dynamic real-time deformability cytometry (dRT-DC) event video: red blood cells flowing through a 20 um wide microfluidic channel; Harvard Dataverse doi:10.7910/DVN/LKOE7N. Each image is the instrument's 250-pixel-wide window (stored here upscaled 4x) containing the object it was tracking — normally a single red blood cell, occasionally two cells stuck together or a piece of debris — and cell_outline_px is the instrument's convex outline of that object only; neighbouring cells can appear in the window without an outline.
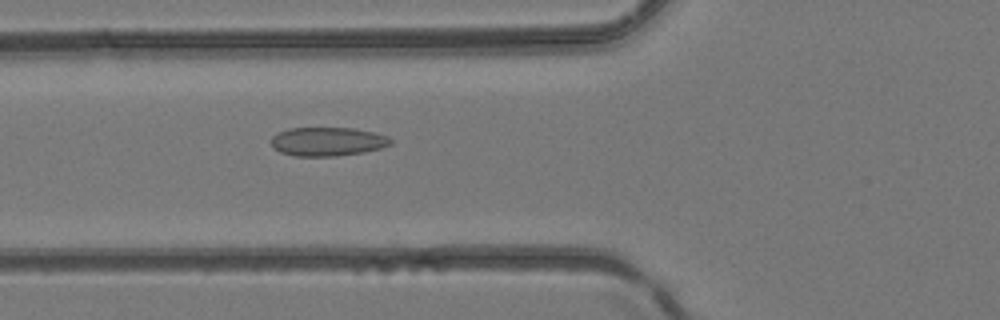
{"species": "common noctule bat (a hibernating species)", "species_latin": "Nyctalus noctula", "temperature_condition": "room temperature", "stored_images_in_passage": 37, "camera_frame_rate_fps": 3000, "um_per_image_px": 0.085, "animal": {"sex": "female", "body_mass_g": 24.6, "forearm_length_mm": 56.2}, "frame": {"image": 1, "passage_image": 8, "time_ms": 2.333, "image_size_px": [1000, 320], "cell_outline_px": [[392, 144], [380, 148], [364, 152], [336, 156], [296, 156], [280, 152], [272, 144], [272, 136], [276, 132], [288, 128], [352, 128], [372, 132], [388, 136], [392, 140]], "centroid_in_image_um": [27.84, 12.03], "position_along_channel_um": 98.0, "area_um2": 20.0}}
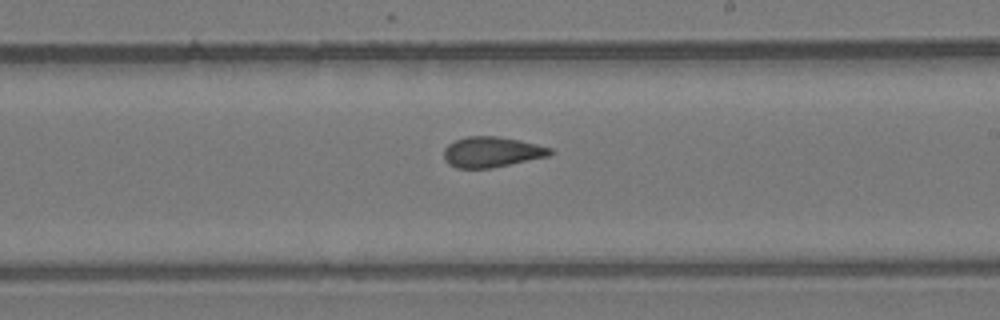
{"frame": {"image": 2, "passage_image": 18, "time_ms": 5.667, "image_size_px": [1000, 320], "cell_outline_px": [[556, 152], [548, 156], [492, 168], [456, 168], [448, 164], [444, 160], [444, 148], [448, 144], [464, 136], [496, 136], [520, 140], [552, 148]], "centroid_in_image_um": [41.79, 12.92], "position_along_channel_um": 247.2, "area_um2": 19.02}}
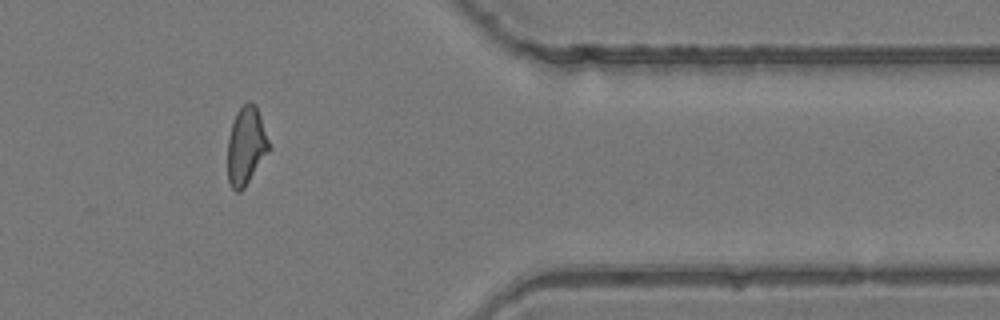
{"frame": {"image": 3, "passage_image": 29, "time_ms": 9.333, "image_size_px": [1000, 320], "cell_outline_px": [[272, 148], [244, 188], [240, 192], [236, 192], [232, 188], [228, 180], [228, 136], [236, 112], [248, 100], [252, 100], [256, 104]], "centroid_in_image_um": [20.94, 12.38], "position_along_channel_um": 390.5, "area_um2": 19.07}}